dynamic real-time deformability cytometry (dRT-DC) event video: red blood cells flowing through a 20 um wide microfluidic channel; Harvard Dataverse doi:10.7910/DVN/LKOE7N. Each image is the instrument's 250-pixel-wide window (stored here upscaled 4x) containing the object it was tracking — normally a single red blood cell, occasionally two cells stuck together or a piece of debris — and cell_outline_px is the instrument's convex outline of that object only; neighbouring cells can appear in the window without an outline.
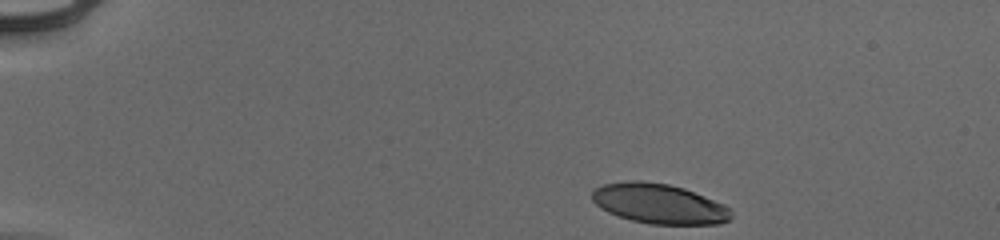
{"species": "human", "species_latin": "Homo sapiens", "temperature_condition": "cold", "stored_images_in_passage": 39, "camera_frame_rate_fps": 3000, "um_per_image_px": 0.085, "donor": {"sex": "male"}, "frame": {"image": 1, "passage_image": 1, "time_ms": 0.0, "image_size_px": [1000, 240], "cell_outline_px": [[732, 216], [728, 220], [720, 224], [652, 224], [632, 220], [608, 212], [600, 208], [592, 200], [592, 192], [596, 188], [604, 184], [628, 180], [640, 180], [668, 184], [684, 188], [724, 204], [732, 208]], "centroid_in_image_um": [56.04, 17.31], "position_along_channel_um": 29.0, "area_um2": 32.37}}
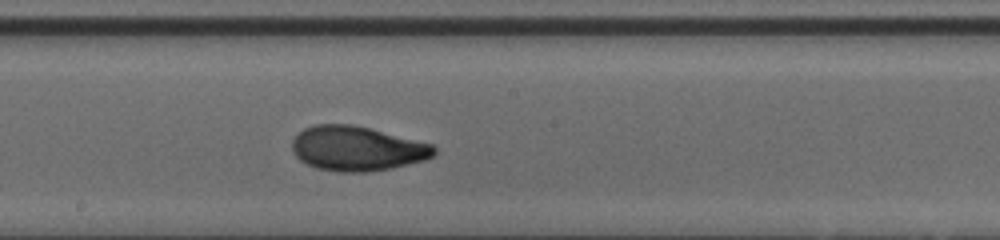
{"frame": {"image": 2, "passage_image": 23, "time_ms": 7.333, "image_size_px": [1000, 240], "cell_outline_px": [[436, 152], [432, 156], [424, 160], [392, 168], [368, 172], [340, 172], [316, 168], [300, 160], [292, 152], [292, 140], [304, 128], [316, 124], [352, 124], [432, 144], [436, 148]], "centroid_in_image_um": [30.32, 12.63], "position_along_channel_um": 217.9, "area_um2": 36.76}}
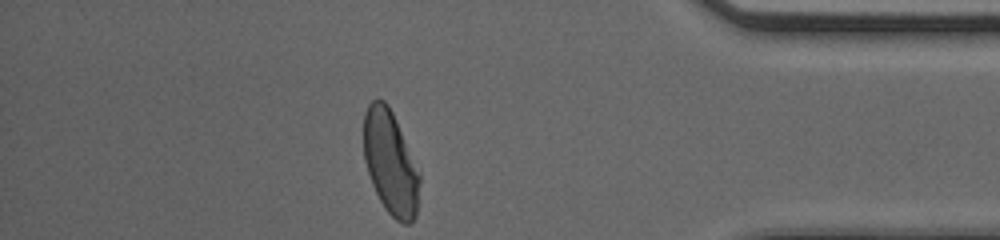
{"frame": {"image": 3, "passage_image": 39, "time_ms": 12.667, "image_size_px": [1000, 240], "cell_outline_px": [[420, 180], [416, 216], [408, 224], [404, 224], [396, 220], [384, 208], [372, 184], [364, 160], [364, 112], [368, 104], [372, 100], [384, 100], [388, 104], [392, 112], [420, 172]], "centroid_in_image_um": [33.19, 13.83], "position_along_channel_um": 402.0, "area_um2": 33.7}, "authors_computed_cell_mechanics": {"area_um2": 35.4892, "velocity_mm_per_s": 3.9522, "shape_relaxation_time_tau1_ms": 3.5781, "shape_relaxation_time_tau2_ms": 1.3531, "deformation_change_tau1": 0.1757, "deformation_change_tau2": 0.0643}}